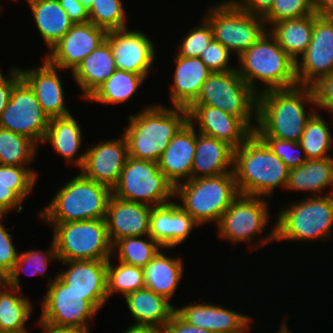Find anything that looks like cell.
I'll list each match as a JSON object with an SVG mask.
<instances>
[{
    "mask_svg": "<svg viewBox=\"0 0 333 333\" xmlns=\"http://www.w3.org/2000/svg\"><path fill=\"white\" fill-rule=\"evenodd\" d=\"M316 107L311 86L268 90L257 97V123L255 133L259 137H273L299 142L306 123L317 111L306 113L304 104Z\"/></svg>",
    "mask_w": 333,
    "mask_h": 333,
    "instance_id": "cell-1",
    "label": "cell"
},
{
    "mask_svg": "<svg viewBox=\"0 0 333 333\" xmlns=\"http://www.w3.org/2000/svg\"><path fill=\"white\" fill-rule=\"evenodd\" d=\"M128 122L122 135L127 142L128 155L158 162L171 139L188 122V110L153 104L129 115Z\"/></svg>",
    "mask_w": 333,
    "mask_h": 333,
    "instance_id": "cell-2",
    "label": "cell"
},
{
    "mask_svg": "<svg viewBox=\"0 0 333 333\" xmlns=\"http://www.w3.org/2000/svg\"><path fill=\"white\" fill-rule=\"evenodd\" d=\"M323 196H311L279 209L270 232L253 243L252 248L278 241L330 240L333 232V190Z\"/></svg>",
    "mask_w": 333,
    "mask_h": 333,
    "instance_id": "cell-3",
    "label": "cell"
},
{
    "mask_svg": "<svg viewBox=\"0 0 333 333\" xmlns=\"http://www.w3.org/2000/svg\"><path fill=\"white\" fill-rule=\"evenodd\" d=\"M289 171L255 132L234 150L233 172L239 194L270 197L278 186L286 188Z\"/></svg>",
    "mask_w": 333,
    "mask_h": 333,
    "instance_id": "cell-4",
    "label": "cell"
},
{
    "mask_svg": "<svg viewBox=\"0 0 333 333\" xmlns=\"http://www.w3.org/2000/svg\"><path fill=\"white\" fill-rule=\"evenodd\" d=\"M236 58L239 62L236 66L238 74L257 94L298 86L295 62L268 30ZM256 81L263 83V86L260 88Z\"/></svg>",
    "mask_w": 333,
    "mask_h": 333,
    "instance_id": "cell-5",
    "label": "cell"
},
{
    "mask_svg": "<svg viewBox=\"0 0 333 333\" xmlns=\"http://www.w3.org/2000/svg\"><path fill=\"white\" fill-rule=\"evenodd\" d=\"M112 189L81 173L67 181L39 213L47 224L105 219Z\"/></svg>",
    "mask_w": 333,
    "mask_h": 333,
    "instance_id": "cell-6",
    "label": "cell"
},
{
    "mask_svg": "<svg viewBox=\"0 0 333 333\" xmlns=\"http://www.w3.org/2000/svg\"><path fill=\"white\" fill-rule=\"evenodd\" d=\"M239 195L234 172L183 181L175 186L178 205L199 225L220 221Z\"/></svg>",
    "mask_w": 333,
    "mask_h": 333,
    "instance_id": "cell-7",
    "label": "cell"
},
{
    "mask_svg": "<svg viewBox=\"0 0 333 333\" xmlns=\"http://www.w3.org/2000/svg\"><path fill=\"white\" fill-rule=\"evenodd\" d=\"M257 97L258 94L240 77L237 70L212 72L191 105L218 108L238 117L254 132L257 123Z\"/></svg>",
    "mask_w": 333,
    "mask_h": 333,
    "instance_id": "cell-8",
    "label": "cell"
},
{
    "mask_svg": "<svg viewBox=\"0 0 333 333\" xmlns=\"http://www.w3.org/2000/svg\"><path fill=\"white\" fill-rule=\"evenodd\" d=\"M50 225L59 261H108L113 255L105 219Z\"/></svg>",
    "mask_w": 333,
    "mask_h": 333,
    "instance_id": "cell-9",
    "label": "cell"
},
{
    "mask_svg": "<svg viewBox=\"0 0 333 333\" xmlns=\"http://www.w3.org/2000/svg\"><path fill=\"white\" fill-rule=\"evenodd\" d=\"M203 18L211 26L213 38L237 57L268 30L263 17L247 13L232 0L209 6Z\"/></svg>",
    "mask_w": 333,
    "mask_h": 333,
    "instance_id": "cell-10",
    "label": "cell"
},
{
    "mask_svg": "<svg viewBox=\"0 0 333 333\" xmlns=\"http://www.w3.org/2000/svg\"><path fill=\"white\" fill-rule=\"evenodd\" d=\"M175 186L165 177L157 162L128 156L117 184L112 189L116 198L152 207L174 199Z\"/></svg>",
    "mask_w": 333,
    "mask_h": 333,
    "instance_id": "cell-11",
    "label": "cell"
},
{
    "mask_svg": "<svg viewBox=\"0 0 333 333\" xmlns=\"http://www.w3.org/2000/svg\"><path fill=\"white\" fill-rule=\"evenodd\" d=\"M45 275L48 278V289L41 302L42 311L38 321L90 332V322L98 310L83 295L70 290L57 275L54 280Z\"/></svg>",
    "mask_w": 333,
    "mask_h": 333,
    "instance_id": "cell-12",
    "label": "cell"
},
{
    "mask_svg": "<svg viewBox=\"0 0 333 333\" xmlns=\"http://www.w3.org/2000/svg\"><path fill=\"white\" fill-rule=\"evenodd\" d=\"M264 198L239 194L217 224L219 238L232 244H250L255 236L260 238L270 218L269 204Z\"/></svg>",
    "mask_w": 333,
    "mask_h": 333,
    "instance_id": "cell-13",
    "label": "cell"
},
{
    "mask_svg": "<svg viewBox=\"0 0 333 333\" xmlns=\"http://www.w3.org/2000/svg\"><path fill=\"white\" fill-rule=\"evenodd\" d=\"M50 118L42 109L33 90L21 79L0 117V127L22 134L39 147L45 137Z\"/></svg>",
    "mask_w": 333,
    "mask_h": 333,
    "instance_id": "cell-14",
    "label": "cell"
},
{
    "mask_svg": "<svg viewBox=\"0 0 333 333\" xmlns=\"http://www.w3.org/2000/svg\"><path fill=\"white\" fill-rule=\"evenodd\" d=\"M333 72V18L314 12L311 42L295 62L298 86H311Z\"/></svg>",
    "mask_w": 333,
    "mask_h": 333,
    "instance_id": "cell-15",
    "label": "cell"
},
{
    "mask_svg": "<svg viewBox=\"0 0 333 333\" xmlns=\"http://www.w3.org/2000/svg\"><path fill=\"white\" fill-rule=\"evenodd\" d=\"M107 31L91 22L73 24L45 54L52 65L72 72L82 60L106 41Z\"/></svg>",
    "mask_w": 333,
    "mask_h": 333,
    "instance_id": "cell-16",
    "label": "cell"
},
{
    "mask_svg": "<svg viewBox=\"0 0 333 333\" xmlns=\"http://www.w3.org/2000/svg\"><path fill=\"white\" fill-rule=\"evenodd\" d=\"M116 68L148 77L155 62V45L142 31L128 27L107 32Z\"/></svg>",
    "mask_w": 333,
    "mask_h": 333,
    "instance_id": "cell-17",
    "label": "cell"
},
{
    "mask_svg": "<svg viewBox=\"0 0 333 333\" xmlns=\"http://www.w3.org/2000/svg\"><path fill=\"white\" fill-rule=\"evenodd\" d=\"M68 268L57 272V277L70 290L83 295L98 311L107 303V261H60Z\"/></svg>",
    "mask_w": 333,
    "mask_h": 333,
    "instance_id": "cell-18",
    "label": "cell"
},
{
    "mask_svg": "<svg viewBox=\"0 0 333 333\" xmlns=\"http://www.w3.org/2000/svg\"><path fill=\"white\" fill-rule=\"evenodd\" d=\"M85 153L80 173L113 189L129 156L125 137L105 140L88 147Z\"/></svg>",
    "mask_w": 333,
    "mask_h": 333,
    "instance_id": "cell-19",
    "label": "cell"
},
{
    "mask_svg": "<svg viewBox=\"0 0 333 333\" xmlns=\"http://www.w3.org/2000/svg\"><path fill=\"white\" fill-rule=\"evenodd\" d=\"M188 121L197 132L216 138L237 149L253 133L238 117L206 105H190ZM197 121V122H196Z\"/></svg>",
    "mask_w": 333,
    "mask_h": 333,
    "instance_id": "cell-20",
    "label": "cell"
},
{
    "mask_svg": "<svg viewBox=\"0 0 333 333\" xmlns=\"http://www.w3.org/2000/svg\"><path fill=\"white\" fill-rule=\"evenodd\" d=\"M58 70L61 71L45 58H43V64L38 67H30V69L19 67L21 78L33 90L42 109L50 119L71 114L65 105V92Z\"/></svg>",
    "mask_w": 333,
    "mask_h": 333,
    "instance_id": "cell-21",
    "label": "cell"
},
{
    "mask_svg": "<svg viewBox=\"0 0 333 333\" xmlns=\"http://www.w3.org/2000/svg\"><path fill=\"white\" fill-rule=\"evenodd\" d=\"M152 206L111 196L105 222L111 245L125 237L149 235Z\"/></svg>",
    "mask_w": 333,
    "mask_h": 333,
    "instance_id": "cell-22",
    "label": "cell"
},
{
    "mask_svg": "<svg viewBox=\"0 0 333 333\" xmlns=\"http://www.w3.org/2000/svg\"><path fill=\"white\" fill-rule=\"evenodd\" d=\"M205 302L176 307V313L188 324L215 333H246L250 330L251 316Z\"/></svg>",
    "mask_w": 333,
    "mask_h": 333,
    "instance_id": "cell-23",
    "label": "cell"
},
{
    "mask_svg": "<svg viewBox=\"0 0 333 333\" xmlns=\"http://www.w3.org/2000/svg\"><path fill=\"white\" fill-rule=\"evenodd\" d=\"M199 226L178 202L173 201L152 207L149 236L164 249H171L185 242L192 230Z\"/></svg>",
    "mask_w": 333,
    "mask_h": 333,
    "instance_id": "cell-24",
    "label": "cell"
},
{
    "mask_svg": "<svg viewBox=\"0 0 333 333\" xmlns=\"http://www.w3.org/2000/svg\"><path fill=\"white\" fill-rule=\"evenodd\" d=\"M195 125L189 121L171 139L165 149L158 166L165 177L176 186L191 179V169L196 147Z\"/></svg>",
    "mask_w": 333,
    "mask_h": 333,
    "instance_id": "cell-25",
    "label": "cell"
},
{
    "mask_svg": "<svg viewBox=\"0 0 333 333\" xmlns=\"http://www.w3.org/2000/svg\"><path fill=\"white\" fill-rule=\"evenodd\" d=\"M175 71L170 87L172 106L188 108L198 97L203 83L212 73L200 57H183L175 54Z\"/></svg>",
    "mask_w": 333,
    "mask_h": 333,
    "instance_id": "cell-26",
    "label": "cell"
},
{
    "mask_svg": "<svg viewBox=\"0 0 333 333\" xmlns=\"http://www.w3.org/2000/svg\"><path fill=\"white\" fill-rule=\"evenodd\" d=\"M234 149L223 141L196 130L191 179L233 172Z\"/></svg>",
    "mask_w": 333,
    "mask_h": 333,
    "instance_id": "cell-27",
    "label": "cell"
},
{
    "mask_svg": "<svg viewBox=\"0 0 333 333\" xmlns=\"http://www.w3.org/2000/svg\"><path fill=\"white\" fill-rule=\"evenodd\" d=\"M134 325L150 326L162 331L176 312V306L164 296L148 288L131 292L125 297Z\"/></svg>",
    "mask_w": 333,
    "mask_h": 333,
    "instance_id": "cell-28",
    "label": "cell"
},
{
    "mask_svg": "<svg viewBox=\"0 0 333 333\" xmlns=\"http://www.w3.org/2000/svg\"><path fill=\"white\" fill-rule=\"evenodd\" d=\"M110 44L105 41L85 57L72 72V77L87 100L116 70Z\"/></svg>",
    "mask_w": 333,
    "mask_h": 333,
    "instance_id": "cell-29",
    "label": "cell"
},
{
    "mask_svg": "<svg viewBox=\"0 0 333 333\" xmlns=\"http://www.w3.org/2000/svg\"><path fill=\"white\" fill-rule=\"evenodd\" d=\"M49 142L54 151L61 155L69 165H76L78 169L83 166L85 152L79 153L82 144V130L72 114L50 119L48 129L42 143Z\"/></svg>",
    "mask_w": 333,
    "mask_h": 333,
    "instance_id": "cell-30",
    "label": "cell"
},
{
    "mask_svg": "<svg viewBox=\"0 0 333 333\" xmlns=\"http://www.w3.org/2000/svg\"><path fill=\"white\" fill-rule=\"evenodd\" d=\"M38 32L50 50L74 24L58 0H26Z\"/></svg>",
    "mask_w": 333,
    "mask_h": 333,
    "instance_id": "cell-31",
    "label": "cell"
},
{
    "mask_svg": "<svg viewBox=\"0 0 333 333\" xmlns=\"http://www.w3.org/2000/svg\"><path fill=\"white\" fill-rule=\"evenodd\" d=\"M161 251L143 268L144 284L145 288L170 300L184 275V262Z\"/></svg>",
    "mask_w": 333,
    "mask_h": 333,
    "instance_id": "cell-32",
    "label": "cell"
},
{
    "mask_svg": "<svg viewBox=\"0 0 333 333\" xmlns=\"http://www.w3.org/2000/svg\"><path fill=\"white\" fill-rule=\"evenodd\" d=\"M330 186H333V157L308 159L299 167L290 169L285 190L309 191L313 192L312 196H323L322 191Z\"/></svg>",
    "mask_w": 333,
    "mask_h": 333,
    "instance_id": "cell-33",
    "label": "cell"
},
{
    "mask_svg": "<svg viewBox=\"0 0 333 333\" xmlns=\"http://www.w3.org/2000/svg\"><path fill=\"white\" fill-rule=\"evenodd\" d=\"M268 28L280 47L296 62L311 42L314 13L273 23Z\"/></svg>",
    "mask_w": 333,
    "mask_h": 333,
    "instance_id": "cell-34",
    "label": "cell"
},
{
    "mask_svg": "<svg viewBox=\"0 0 333 333\" xmlns=\"http://www.w3.org/2000/svg\"><path fill=\"white\" fill-rule=\"evenodd\" d=\"M33 310L28 297L21 294V289L11 287L5 282L0 286V331L30 333L25 328V323L32 316Z\"/></svg>",
    "mask_w": 333,
    "mask_h": 333,
    "instance_id": "cell-35",
    "label": "cell"
},
{
    "mask_svg": "<svg viewBox=\"0 0 333 333\" xmlns=\"http://www.w3.org/2000/svg\"><path fill=\"white\" fill-rule=\"evenodd\" d=\"M146 76L116 69L114 73L87 99L102 104L128 102L141 87Z\"/></svg>",
    "mask_w": 333,
    "mask_h": 333,
    "instance_id": "cell-36",
    "label": "cell"
},
{
    "mask_svg": "<svg viewBox=\"0 0 333 333\" xmlns=\"http://www.w3.org/2000/svg\"><path fill=\"white\" fill-rule=\"evenodd\" d=\"M38 148L29 137L0 127L1 165L30 168L28 165L36 158Z\"/></svg>",
    "mask_w": 333,
    "mask_h": 333,
    "instance_id": "cell-37",
    "label": "cell"
},
{
    "mask_svg": "<svg viewBox=\"0 0 333 333\" xmlns=\"http://www.w3.org/2000/svg\"><path fill=\"white\" fill-rule=\"evenodd\" d=\"M299 144L308 159H323L332 157L333 136L328 123L318 110L306 123Z\"/></svg>",
    "mask_w": 333,
    "mask_h": 333,
    "instance_id": "cell-38",
    "label": "cell"
},
{
    "mask_svg": "<svg viewBox=\"0 0 333 333\" xmlns=\"http://www.w3.org/2000/svg\"><path fill=\"white\" fill-rule=\"evenodd\" d=\"M145 237L144 240L143 236L125 237L118 240L112 246V256H118V261L122 263L144 268L160 250L164 249L149 235Z\"/></svg>",
    "mask_w": 333,
    "mask_h": 333,
    "instance_id": "cell-39",
    "label": "cell"
},
{
    "mask_svg": "<svg viewBox=\"0 0 333 333\" xmlns=\"http://www.w3.org/2000/svg\"><path fill=\"white\" fill-rule=\"evenodd\" d=\"M107 261V295L108 299L115 293L124 297L131 292L145 288L143 268L132 266L118 261L115 266Z\"/></svg>",
    "mask_w": 333,
    "mask_h": 333,
    "instance_id": "cell-40",
    "label": "cell"
},
{
    "mask_svg": "<svg viewBox=\"0 0 333 333\" xmlns=\"http://www.w3.org/2000/svg\"><path fill=\"white\" fill-rule=\"evenodd\" d=\"M51 242V247L48 250H45L46 252L38 249L21 252L17 261L14 263L12 270L5 277V283L11 287L20 289L21 279H19V273L21 271L26 273V275L38 274L45 276L44 273L48 268L49 262L51 263V260L59 261L55 242L53 239ZM25 265H28V267L30 266L29 268L32 267L30 272L26 269L27 267Z\"/></svg>",
    "mask_w": 333,
    "mask_h": 333,
    "instance_id": "cell-41",
    "label": "cell"
},
{
    "mask_svg": "<svg viewBox=\"0 0 333 333\" xmlns=\"http://www.w3.org/2000/svg\"><path fill=\"white\" fill-rule=\"evenodd\" d=\"M88 13L89 22L107 32L128 27L122 0H93Z\"/></svg>",
    "mask_w": 333,
    "mask_h": 333,
    "instance_id": "cell-42",
    "label": "cell"
},
{
    "mask_svg": "<svg viewBox=\"0 0 333 333\" xmlns=\"http://www.w3.org/2000/svg\"><path fill=\"white\" fill-rule=\"evenodd\" d=\"M314 12V0H274L263 19L266 26H271L278 21L301 18Z\"/></svg>",
    "mask_w": 333,
    "mask_h": 333,
    "instance_id": "cell-43",
    "label": "cell"
},
{
    "mask_svg": "<svg viewBox=\"0 0 333 333\" xmlns=\"http://www.w3.org/2000/svg\"><path fill=\"white\" fill-rule=\"evenodd\" d=\"M202 24L193 27L183 38L178 54L183 57H201L204 50L213 40V33L209 23L203 18Z\"/></svg>",
    "mask_w": 333,
    "mask_h": 333,
    "instance_id": "cell-44",
    "label": "cell"
},
{
    "mask_svg": "<svg viewBox=\"0 0 333 333\" xmlns=\"http://www.w3.org/2000/svg\"><path fill=\"white\" fill-rule=\"evenodd\" d=\"M271 151L277 155L289 169L299 167L308 158L299 142L273 137H260ZM303 154V155H301Z\"/></svg>",
    "mask_w": 333,
    "mask_h": 333,
    "instance_id": "cell-45",
    "label": "cell"
},
{
    "mask_svg": "<svg viewBox=\"0 0 333 333\" xmlns=\"http://www.w3.org/2000/svg\"><path fill=\"white\" fill-rule=\"evenodd\" d=\"M35 184H3L0 183V214H7L17 208L19 214L23 210L22 203L33 190ZM16 207V208H15Z\"/></svg>",
    "mask_w": 333,
    "mask_h": 333,
    "instance_id": "cell-46",
    "label": "cell"
},
{
    "mask_svg": "<svg viewBox=\"0 0 333 333\" xmlns=\"http://www.w3.org/2000/svg\"><path fill=\"white\" fill-rule=\"evenodd\" d=\"M231 55L228 49L213 38L200 59L211 72H228L236 70V67L230 64Z\"/></svg>",
    "mask_w": 333,
    "mask_h": 333,
    "instance_id": "cell-47",
    "label": "cell"
},
{
    "mask_svg": "<svg viewBox=\"0 0 333 333\" xmlns=\"http://www.w3.org/2000/svg\"><path fill=\"white\" fill-rule=\"evenodd\" d=\"M5 214H0V274L5 278L12 270L17 261L19 253L12 242V235L9 228H5L3 222Z\"/></svg>",
    "mask_w": 333,
    "mask_h": 333,
    "instance_id": "cell-48",
    "label": "cell"
},
{
    "mask_svg": "<svg viewBox=\"0 0 333 333\" xmlns=\"http://www.w3.org/2000/svg\"><path fill=\"white\" fill-rule=\"evenodd\" d=\"M311 88L316 108L325 109L333 116V72L319 78Z\"/></svg>",
    "mask_w": 333,
    "mask_h": 333,
    "instance_id": "cell-49",
    "label": "cell"
},
{
    "mask_svg": "<svg viewBox=\"0 0 333 333\" xmlns=\"http://www.w3.org/2000/svg\"><path fill=\"white\" fill-rule=\"evenodd\" d=\"M38 173L31 168L0 164V183L36 184Z\"/></svg>",
    "mask_w": 333,
    "mask_h": 333,
    "instance_id": "cell-50",
    "label": "cell"
},
{
    "mask_svg": "<svg viewBox=\"0 0 333 333\" xmlns=\"http://www.w3.org/2000/svg\"><path fill=\"white\" fill-rule=\"evenodd\" d=\"M19 67L10 68L8 74L3 75L0 69V117L6 108L14 86L21 80Z\"/></svg>",
    "mask_w": 333,
    "mask_h": 333,
    "instance_id": "cell-51",
    "label": "cell"
},
{
    "mask_svg": "<svg viewBox=\"0 0 333 333\" xmlns=\"http://www.w3.org/2000/svg\"><path fill=\"white\" fill-rule=\"evenodd\" d=\"M58 1L74 24L89 21L88 9L79 0Z\"/></svg>",
    "mask_w": 333,
    "mask_h": 333,
    "instance_id": "cell-52",
    "label": "cell"
},
{
    "mask_svg": "<svg viewBox=\"0 0 333 333\" xmlns=\"http://www.w3.org/2000/svg\"><path fill=\"white\" fill-rule=\"evenodd\" d=\"M161 333H215V332L190 325L175 312L172 318L165 325Z\"/></svg>",
    "mask_w": 333,
    "mask_h": 333,
    "instance_id": "cell-53",
    "label": "cell"
},
{
    "mask_svg": "<svg viewBox=\"0 0 333 333\" xmlns=\"http://www.w3.org/2000/svg\"><path fill=\"white\" fill-rule=\"evenodd\" d=\"M239 8L252 15L263 17L272 7L274 0H232Z\"/></svg>",
    "mask_w": 333,
    "mask_h": 333,
    "instance_id": "cell-54",
    "label": "cell"
},
{
    "mask_svg": "<svg viewBox=\"0 0 333 333\" xmlns=\"http://www.w3.org/2000/svg\"><path fill=\"white\" fill-rule=\"evenodd\" d=\"M314 9L320 16L333 18V0H314Z\"/></svg>",
    "mask_w": 333,
    "mask_h": 333,
    "instance_id": "cell-55",
    "label": "cell"
},
{
    "mask_svg": "<svg viewBox=\"0 0 333 333\" xmlns=\"http://www.w3.org/2000/svg\"><path fill=\"white\" fill-rule=\"evenodd\" d=\"M39 322V326L42 328L41 333H90L84 329L79 328H67V327H56L47 323Z\"/></svg>",
    "mask_w": 333,
    "mask_h": 333,
    "instance_id": "cell-56",
    "label": "cell"
},
{
    "mask_svg": "<svg viewBox=\"0 0 333 333\" xmlns=\"http://www.w3.org/2000/svg\"><path fill=\"white\" fill-rule=\"evenodd\" d=\"M123 333H161V331L150 326L131 324L130 327H128V329Z\"/></svg>",
    "mask_w": 333,
    "mask_h": 333,
    "instance_id": "cell-57",
    "label": "cell"
},
{
    "mask_svg": "<svg viewBox=\"0 0 333 333\" xmlns=\"http://www.w3.org/2000/svg\"><path fill=\"white\" fill-rule=\"evenodd\" d=\"M282 326L280 325V328H278L279 330L276 331L277 333H292V331L288 330V326H286L285 322H281Z\"/></svg>",
    "mask_w": 333,
    "mask_h": 333,
    "instance_id": "cell-58",
    "label": "cell"
},
{
    "mask_svg": "<svg viewBox=\"0 0 333 333\" xmlns=\"http://www.w3.org/2000/svg\"><path fill=\"white\" fill-rule=\"evenodd\" d=\"M87 9H89L93 3V0H79Z\"/></svg>",
    "mask_w": 333,
    "mask_h": 333,
    "instance_id": "cell-59",
    "label": "cell"
},
{
    "mask_svg": "<svg viewBox=\"0 0 333 333\" xmlns=\"http://www.w3.org/2000/svg\"><path fill=\"white\" fill-rule=\"evenodd\" d=\"M5 282V278L0 274V286Z\"/></svg>",
    "mask_w": 333,
    "mask_h": 333,
    "instance_id": "cell-60",
    "label": "cell"
}]
</instances>
